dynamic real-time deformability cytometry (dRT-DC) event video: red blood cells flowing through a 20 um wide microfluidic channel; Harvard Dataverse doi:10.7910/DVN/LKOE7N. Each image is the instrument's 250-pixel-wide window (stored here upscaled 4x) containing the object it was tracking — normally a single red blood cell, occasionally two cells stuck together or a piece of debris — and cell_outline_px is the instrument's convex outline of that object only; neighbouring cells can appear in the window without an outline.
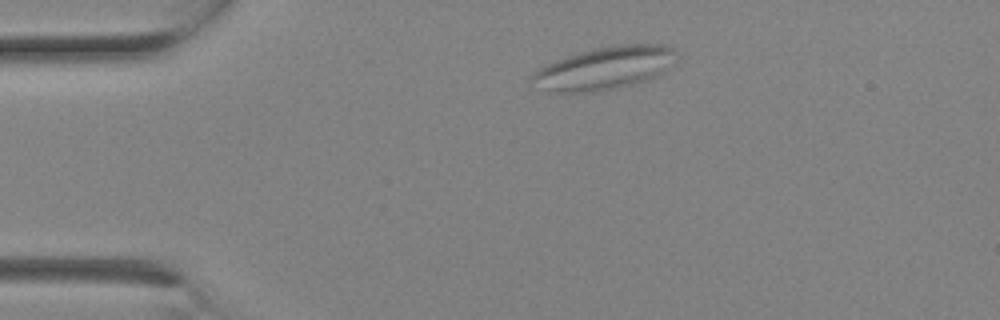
{"species": "Egyptian fruit bat (a non-hibernating species)", "species_latin": "Rousettus aegyptiacus", "temperature_condition": "room temperature", "stored_images_in_passage": 1, "camera_frame_rate_fps": 3000, "um_per_image_px": 0.085, "animal": {"sex": "female"}, "frame": {"image": 1, "passage_image": 1, "time_ms": 0.0, "image_size_px": [1000, 320], "cell_outline_px": [[676, 60], [664, 72], [648, 80], [632, 84], [592, 92], [556, 92], [528, 88], [528, 76], [532, 72], [556, 60], [580, 52], [612, 44], [668, 44], [676, 48]], "centroid_in_image_um": [51.33, 5.79], "position_along_channel_um": 33.7, "area_um2": 36.7}}